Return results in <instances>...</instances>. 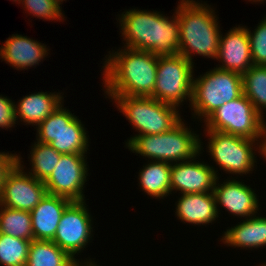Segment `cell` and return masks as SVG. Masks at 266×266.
<instances>
[{
  "mask_svg": "<svg viewBox=\"0 0 266 266\" xmlns=\"http://www.w3.org/2000/svg\"><path fill=\"white\" fill-rule=\"evenodd\" d=\"M122 48L109 51L110 55L103 63L104 92L107 96L152 97L158 56L148 51Z\"/></svg>",
  "mask_w": 266,
  "mask_h": 266,
  "instance_id": "obj_1",
  "label": "cell"
},
{
  "mask_svg": "<svg viewBox=\"0 0 266 266\" xmlns=\"http://www.w3.org/2000/svg\"><path fill=\"white\" fill-rule=\"evenodd\" d=\"M118 20L125 41L123 47L157 56L179 53L180 30L176 11L169 18L154 10L128 9L119 15Z\"/></svg>",
  "mask_w": 266,
  "mask_h": 266,
  "instance_id": "obj_2",
  "label": "cell"
},
{
  "mask_svg": "<svg viewBox=\"0 0 266 266\" xmlns=\"http://www.w3.org/2000/svg\"><path fill=\"white\" fill-rule=\"evenodd\" d=\"M178 4L179 54L193 64L192 56L196 54L216 60L221 31L215 10L198 0H180Z\"/></svg>",
  "mask_w": 266,
  "mask_h": 266,
  "instance_id": "obj_3",
  "label": "cell"
},
{
  "mask_svg": "<svg viewBox=\"0 0 266 266\" xmlns=\"http://www.w3.org/2000/svg\"><path fill=\"white\" fill-rule=\"evenodd\" d=\"M182 120L164 133L132 136L127 140L126 147L151 161L172 164L191 160L204 149L203 142Z\"/></svg>",
  "mask_w": 266,
  "mask_h": 266,
  "instance_id": "obj_4",
  "label": "cell"
},
{
  "mask_svg": "<svg viewBox=\"0 0 266 266\" xmlns=\"http://www.w3.org/2000/svg\"><path fill=\"white\" fill-rule=\"evenodd\" d=\"M243 94L242 75L217 67L193 77L190 109L193 118L205 120L212 112Z\"/></svg>",
  "mask_w": 266,
  "mask_h": 266,
  "instance_id": "obj_5",
  "label": "cell"
},
{
  "mask_svg": "<svg viewBox=\"0 0 266 266\" xmlns=\"http://www.w3.org/2000/svg\"><path fill=\"white\" fill-rule=\"evenodd\" d=\"M131 123L138 135H157L173 128L180 120L178 108L152 97L108 96Z\"/></svg>",
  "mask_w": 266,
  "mask_h": 266,
  "instance_id": "obj_6",
  "label": "cell"
},
{
  "mask_svg": "<svg viewBox=\"0 0 266 266\" xmlns=\"http://www.w3.org/2000/svg\"><path fill=\"white\" fill-rule=\"evenodd\" d=\"M36 140L61 154H87L89 135L81 120L63 103L36 128Z\"/></svg>",
  "mask_w": 266,
  "mask_h": 266,
  "instance_id": "obj_7",
  "label": "cell"
},
{
  "mask_svg": "<svg viewBox=\"0 0 266 266\" xmlns=\"http://www.w3.org/2000/svg\"><path fill=\"white\" fill-rule=\"evenodd\" d=\"M193 69L194 64L179 53L158 56L156 82L152 98L178 109L187 99L191 103Z\"/></svg>",
  "mask_w": 266,
  "mask_h": 266,
  "instance_id": "obj_8",
  "label": "cell"
},
{
  "mask_svg": "<svg viewBox=\"0 0 266 266\" xmlns=\"http://www.w3.org/2000/svg\"><path fill=\"white\" fill-rule=\"evenodd\" d=\"M207 134V150L213 161L225 173L247 175L257 166L255 157L257 141L215 130H204ZM254 150V151H253ZM252 171V172H251Z\"/></svg>",
  "mask_w": 266,
  "mask_h": 266,
  "instance_id": "obj_9",
  "label": "cell"
},
{
  "mask_svg": "<svg viewBox=\"0 0 266 266\" xmlns=\"http://www.w3.org/2000/svg\"><path fill=\"white\" fill-rule=\"evenodd\" d=\"M264 119L242 94L212 112L204 120V130H215L257 141Z\"/></svg>",
  "mask_w": 266,
  "mask_h": 266,
  "instance_id": "obj_10",
  "label": "cell"
},
{
  "mask_svg": "<svg viewBox=\"0 0 266 266\" xmlns=\"http://www.w3.org/2000/svg\"><path fill=\"white\" fill-rule=\"evenodd\" d=\"M21 159L17 155V162L5 176L0 188V205L30 212L48 192L44 181L24 171Z\"/></svg>",
  "mask_w": 266,
  "mask_h": 266,
  "instance_id": "obj_11",
  "label": "cell"
},
{
  "mask_svg": "<svg viewBox=\"0 0 266 266\" xmlns=\"http://www.w3.org/2000/svg\"><path fill=\"white\" fill-rule=\"evenodd\" d=\"M86 201H72L62 213L53 241L73 259L92 239V215Z\"/></svg>",
  "mask_w": 266,
  "mask_h": 266,
  "instance_id": "obj_12",
  "label": "cell"
},
{
  "mask_svg": "<svg viewBox=\"0 0 266 266\" xmlns=\"http://www.w3.org/2000/svg\"><path fill=\"white\" fill-rule=\"evenodd\" d=\"M86 156L61 154L51 175L44 181L47 192L71 201H86L83 192L89 174Z\"/></svg>",
  "mask_w": 266,
  "mask_h": 266,
  "instance_id": "obj_13",
  "label": "cell"
},
{
  "mask_svg": "<svg viewBox=\"0 0 266 266\" xmlns=\"http://www.w3.org/2000/svg\"><path fill=\"white\" fill-rule=\"evenodd\" d=\"M200 152L193 159L172 163L170 189L181 194L210 193L215 188L219 177L217 169L208 163L196 160ZM197 157V158H196Z\"/></svg>",
  "mask_w": 266,
  "mask_h": 266,
  "instance_id": "obj_14",
  "label": "cell"
},
{
  "mask_svg": "<svg viewBox=\"0 0 266 266\" xmlns=\"http://www.w3.org/2000/svg\"><path fill=\"white\" fill-rule=\"evenodd\" d=\"M216 199V209L220 214L219 205L225 208L231 215L243 217L244 219L253 217L259 211V201L255 191L244 182L232 179H226L222 184L219 183V177L216 179L213 190Z\"/></svg>",
  "mask_w": 266,
  "mask_h": 266,
  "instance_id": "obj_15",
  "label": "cell"
},
{
  "mask_svg": "<svg viewBox=\"0 0 266 266\" xmlns=\"http://www.w3.org/2000/svg\"><path fill=\"white\" fill-rule=\"evenodd\" d=\"M222 64L216 67L243 74L253 66L250 42L246 26L230 28L224 35H220L217 59Z\"/></svg>",
  "mask_w": 266,
  "mask_h": 266,
  "instance_id": "obj_16",
  "label": "cell"
},
{
  "mask_svg": "<svg viewBox=\"0 0 266 266\" xmlns=\"http://www.w3.org/2000/svg\"><path fill=\"white\" fill-rule=\"evenodd\" d=\"M49 50L41 42L27 36L12 34L0 47V59L13 68L22 71L39 65L48 56Z\"/></svg>",
  "mask_w": 266,
  "mask_h": 266,
  "instance_id": "obj_17",
  "label": "cell"
},
{
  "mask_svg": "<svg viewBox=\"0 0 266 266\" xmlns=\"http://www.w3.org/2000/svg\"><path fill=\"white\" fill-rule=\"evenodd\" d=\"M71 202L67 198L47 193L30 211L33 239L51 241L56 233L62 213Z\"/></svg>",
  "mask_w": 266,
  "mask_h": 266,
  "instance_id": "obj_18",
  "label": "cell"
},
{
  "mask_svg": "<svg viewBox=\"0 0 266 266\" xmlns=\"http://www.w3.org/2000/svg\"><path fill=\"white\" fill-rule=\"evenodd\" d=\"M35 92L29 95L23 96L21 100L15 104V118L18 123H25V125H31L36 128L39 124L45 120L50 114H52L62 103H64V97L61 93L57 92Z\"/></svg>",
  "mask_w": 266,
  "mask_h": 266,
  "instance_id": "obj_19",
  "label": "cell"
},
{
  "mask_svg": "<svg viewBox=\"0 0 266 266\" xmlns=\"http://www.w3.org/2000/svg\"><path fill=\"white\" fill-rule=\"evenodd\" d=\"M175 205V215L184 223L206 226L219 217L213 192L181 194Z\"/></svg>",
  "mask_w": 266,
  "mask_h": 266,
  "instance_id": "obj_20",
  "label": "cell"
},
{
  "mask_svg": "<svg viewBox=\"0 0 266 266\" xmlns=\"http://www.w3.org/2000/svg\"><path fill=\"white\" fill-rule=\"evenodd\" d=\"M242 221V222H241ZM224 231L222 243L227 246L242 249H258L266 247V217L256 216L246 218Z\"/></svg>",
  "mask_w": 266,
  "mask_h": 266,
  "instance_id": "obj_21",
  "label": "cell"
},
{
  "mask_svg": "<svg viewBox=\"0 0 266 266\" xmlns=\"http://www.w3.org/2000/svg\"><path fill=\"white\" fill-rule=\"evenodd\" d=\"M139 170V186L144 193L155 199H164L171 194V163L149 161Z\"/></svg>",
  "mask_w": 266,
  "mask_h": 266,
  "instance_id": "obj_22",
  "label": "cell"
},
{
  "mask_svg": "<svg viewBox=\"0 0 266 266\" xmlns=\"http://www.w3.org/2000/svg\"><path fill=\"white\" fill-rule=\"evenodd\" d=\"M73 258L50 240L33 239L26 266H70Z\"/></svg>",
  "mask_w": 266,
  "mask_h": 266,
  "instance_id": "obj_23",
  "label": "cell"
},
{
  "mask_svg": "<svg viewBox=\"0 0 266 266\" xmlns=\"http://www.w3.org/2000/svg\"><path fill=\"white\" fill-rule=\"evenodd\" d=\"M243 94L264 118L266 111V66H251L242 74Z\"/></svg>",
  "mask_w": 266,
  "mask_h": 266,
  "instance_id": "obj_24",
  "label": "cell"
},
{
  "mask_svg": "<svg viewBox=\"0 0 266 266\" xmlns=\"http://www.w3.org/2000/svg\"><path fill=\"white\" fill-rule=\"evenodd\" d=\"M0 233L32 241L31 213L0 205Z\"/></svg>",
  "mask_w": 266,
  "mask_h": 266,
  "instance_id": "obj_25",
  "label": "cell"
},
{
  "mask_svg": "<svg viewBox=\"0 0 266 266\" xmlns=\"http://www.w3.org/2000/svg\"><path fill=\"white\" fill-rule=\"evenodd\" d=\"M30 165L28 171L34 178L45 181L52 173L60 160L61 153L52 148L49 144L36 141L31 146Z\"/></svg>",
  "mask_w": 266,
  "mask_h": 266,
  "instance_id": "obj_26",
  "label": "cell"
},
{
  "mask_svg": "<svg viewBox=\"0 0 266 266\" xmlns=\"http://www.w3.org/2000/svg\"><path fill=\"white\" fill-rule=\"evenodd\" d=\"M31 240L0 233V265L26 266Z\"/></svg>",
  "mask_w": 266,
  "mask_h": 266,
  "instance_id": "obj_27",
  "label": "cell"
},
{
  "mask_svg": "<svg viewBox=\"0 0 266 266\" xmlns=\"http://www.w3.org/2000/svg\"><path fill=\"white\" fill-rule=\"evenodd\" d=\"M22 6L29 15L46 21H63L62 7L55 0H22ZM49 19V20H48Z\"/></svg>",
  "mask_w": 266,
  "mask_h": 266,
  "instance_id": "obj_28",
  "label": "cell"
},
{
  "mask_svg": "<svg viewBox=\"0 0 266 266\" xmlns=\"http://www.w3.org/2000/svg\"><path fill=\"white\" fill-rule=\"evenodd\" d=\"M253 65L266 66V17L253 32L247 28Z\"/></svg>",
  "mask_w": 266,
  "mask_h": 266,
  "instance_id": "obj_29",
  "label": "cell"
},
{
  "mask_svg": "<svg viewBox=\"0 0 266 266\" xmlns=\"http://www.w3.org/2000/svg\"><path fill=\"white\" fill-rule=\"evenodd\" d=\"M15 124V102L7 96L0 95V128L8 130Z\"/></svg>",
  "mask_w": 266,
  "mask_h": 266,
  "instance_id": "obj_30",
  "label": "cell"
},
{
  "mask_svg": "<svg viewBox=\"0 0 266 266\" xmlns=\"http://www.w3.org/2000/svg\"><path fill=\"white\" fill-rule=\"evenodd\" d=\"M17 162V154L9 152H0V188L5 179L7 172L14 166Z\"/></svg>",
  "mask_w": 266,
  "mask_h": 266,
  "instance_id": "obj_31",
  "label": "cell"
},
{
  "mask_svg": "<svg viewBox=\"0 0 266 266\" xmlns=\"http://www.w3.org/2000/svg\"><path fill=\"white\" fill-rule=\"evenodd\" d=\"M257 150L266 160V122L262 125L258 135Z\"/></svg>",
  "mask_w": 266,
  "mask_h": 266,
  "instance_id": "obj_32",
  "label": "cell"
},
{
  "mask_svg": "<svg viewBox=\"0 0 266 266\" xmlns=\"http://www.w3.org/2000/svg\"><path fill=\"white\" fill-rule=\"evenodd\" d=\"M70 266H100V265H96L95 261H92L91 258L90 259H86V261L84 260L83 262L79 261L78 259H73Z\"/></svg>",
  "mask_w": 266,
  "mask_h": 266,
  "instance_id": "obj_33",
  "label": "cell"
},
{
  "mask_svg": "<svg viewBox=\"0 0 266 266\" xmlns=\"http://www.w3.org/2000/svg\"><path fill=\"white\" fill-rule=\"evenodd\" d=\"M248 1H249V2H250V1H252V2H260V3L262 2V3H263V1H265V0H248Z\"/></svg>",
  "mask_w": 266,
  "mask_h": 266,
  "instance_id": "obj_34",
  "label": "cell"
},
{
  "mask_svg": "<svg viewBox=\"0 0 266 266\" xmlns=\"http://www.w3.org/2000/svg\"><path fill=\"white\" fill-rule=\"evenodd\" d=\"M59 5L62 4L63 1H66V0H55Z\"/></svg>",
  "mask_w": 266,
  "mask_h": 266,
  "instance_id": "obj_35",
  "label": "cell"
},
{
  "mask_svg": "<svg viewBox=\"0 0 266 266\" xmlns=\"http://www.w3.org/2000/svg\"><path fill=\"white\" fill-rule=\"evenodd\" d=\"M14 2H17L18 4H21L22 0H12Z\"/></svg>",
  "mask_w": 266,
  "mask_h": 266,
  "instance_id": "obj_36",
  "label": "cell"
},
{
  "mask_svg": "<svg viewBox=\"0 0 266 266\" xmlns=\"http://www.w3.org/2000/svg\"><path fill=\"white\" fill-rule=\"evenodd\" d=\"M259 266H266V262H265V263H263V264H261V265L259 264Z\"/></svg>",
  "mask_w": 266,
  "mask_h": 266,
  "instance_id": "obj_37",
  "label": "cell"
}]
</instances>
